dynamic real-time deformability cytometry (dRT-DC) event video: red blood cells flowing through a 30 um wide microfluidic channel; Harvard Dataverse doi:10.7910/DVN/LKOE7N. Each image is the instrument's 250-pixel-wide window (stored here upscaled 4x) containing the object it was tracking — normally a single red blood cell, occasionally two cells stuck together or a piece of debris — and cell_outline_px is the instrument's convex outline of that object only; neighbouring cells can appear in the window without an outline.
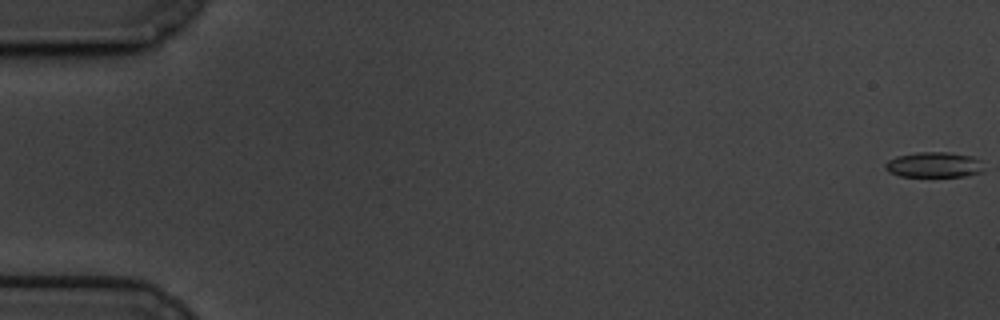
{"species": "common noctule bat (a hibernating species)", "species_latin": "Nyctalus noctula", "temperature_condition": "cold", "stored_images_in_passage": 61, "camera_frame_rate_fps": 3000, "um_per_image_px": 0.085, "animal": {"sex": "male", "body_mass_g": 19.5, "forearm_length_mm": 54.6}, "frame": {"image": 1, "passage_image": 1, "time_ms": 0.0, "image_size_px": [1000, 320], "cell_outline_px": [[984, 172], [968, 176], [900, 176], [888, 172], [884, 168], [884, 164], [888, 160], [896, 156], [916, 152], [948, 152], [972, 156], [980, 160], [984, 168]], "centroid_in_image_um": [79.4, 14.0], "position_along_channel_um": 5.6, "area_um2": 14.8}}
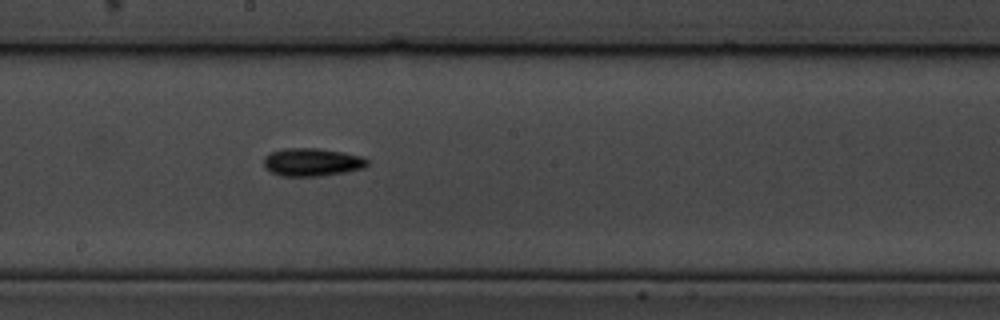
{"frame": {"image": 2, "passage_image": 34, "time_ms": 11.0, "image_size_px": [1000, 320], "cell_outline_px": [[368, 164], [364, 168], [344, 172], [320, 176], [280, 176], [264, 168], [264, 156], [272, 152], [284, 148], [320, 148], [344, 152], [360, 156], [368, 160]], "centroid_in_image_um": [26.51, 13.78], "position_along_channel_um": 221.7, "area_um2": 16.94}}
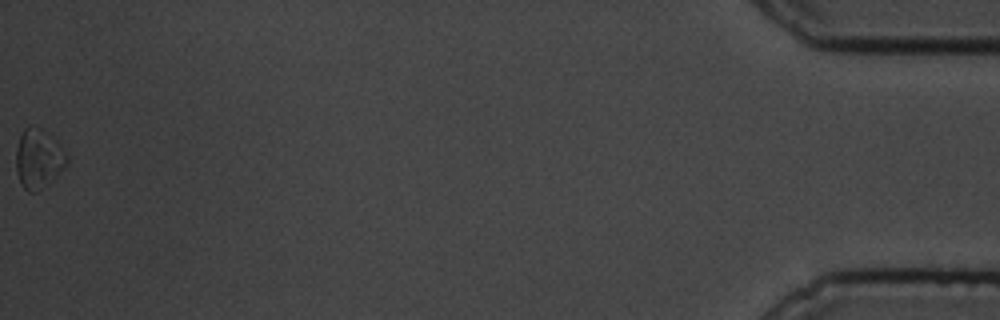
{"frame": {"image": 3, "passage_image": 61, "time_ms": 20.0, "image_size_px": [1000, 320], "cell_outline_px": [[68, 164], [36, 192], [28, 192], [20, 184], [16, 168], [16, 152], [20, 136], [24, 128], [28, 128], [68, 156]], "centroid_in_image_um": [3.18, 13.68], "position_along_channel_um": 432.0, "area_um2": 15.49}, "authors_computed_cell_mechanics": {"area_um2": 15.4904, "velocity_mm_per_s": 3.3878, "shape_relaxation_time_tau1_ms": 1.9966, "shape_relaxation_time_tau2_ms": null, "deformation_change_tau1": 0.0532, "deformation_change_tau2": null}}